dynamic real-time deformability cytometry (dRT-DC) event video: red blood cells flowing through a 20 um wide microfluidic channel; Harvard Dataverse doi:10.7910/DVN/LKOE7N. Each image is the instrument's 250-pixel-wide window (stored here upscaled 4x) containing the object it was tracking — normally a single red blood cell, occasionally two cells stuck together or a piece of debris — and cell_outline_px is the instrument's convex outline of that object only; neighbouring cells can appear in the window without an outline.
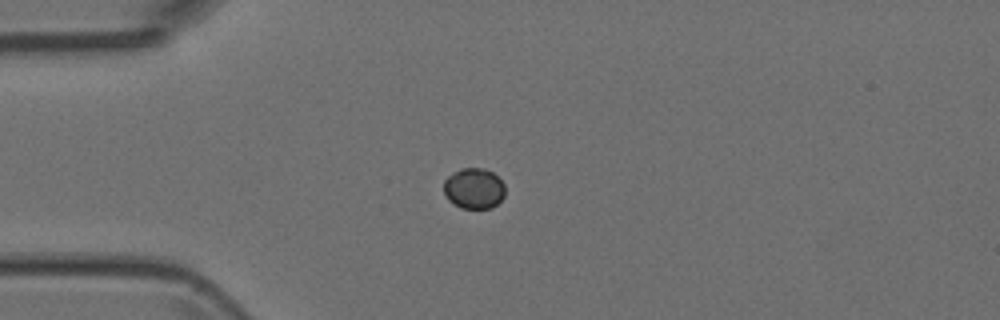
{"species": "Egyptian fruit bat (a non-hibernating species)", "species_latin": "Rousettus aegyptiacus", "temperature_condition": "room temperature", "stored_images_in_passage": 3, "camera_frame_rate_fps": 3000, "um_per_image_px": 0.085, "animal": {"sex": "female"}, "frame": {"image": 1, "passage_image": 3, "time_ms": 2.333, "image_size_px": [1000, 320], "cell_outline_px": [[504, 196], [492, 208], [460, 208], [452, 204], [448, 200], [444, 192], [444, 180], [452, 172], [460, 168], [484, 168], [492, 172], [504, 184]], "centroid_in_image_um": [40.25, 16.01], "position_along_channel_um": 44.7, "area_um2": 14.62}}